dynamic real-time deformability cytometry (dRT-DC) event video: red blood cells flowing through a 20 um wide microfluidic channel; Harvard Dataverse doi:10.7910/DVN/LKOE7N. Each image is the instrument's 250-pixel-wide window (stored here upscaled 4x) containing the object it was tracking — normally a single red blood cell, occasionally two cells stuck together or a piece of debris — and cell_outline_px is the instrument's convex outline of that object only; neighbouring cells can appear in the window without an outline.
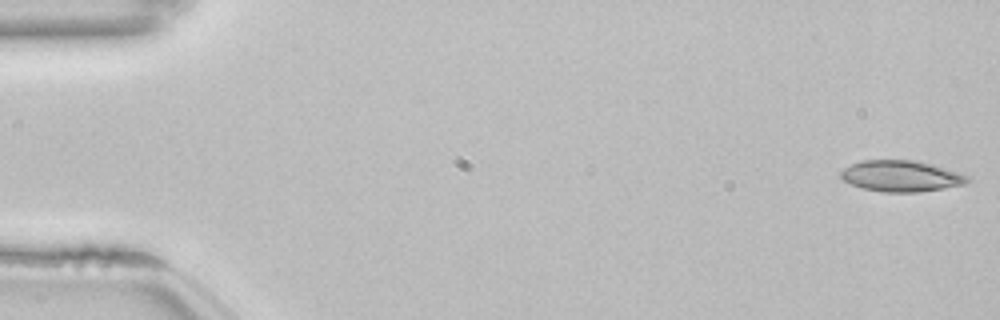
{"species": "common noctule bat (a hibernating species)", "species_latin": "Nyctalus noctula", "temperature_condition": "room temperature", "stored_images_in_passage": 53, "camera_frame_rate_fps": 3000, "um_per_image_px": 0.085, "animal": {"sex": "female", "body_mass_g": 22.7, "forearm_length_mm": 54.2}, "frame": {"image": 1, "passage_image": 1, "time_ms": 0.0, "image_size_px": [1000, 320], "cell_outline_px": [[972, 180], [964, 184], [944, 188], [920, 192], [884, 192], [860, 188], [844, 180], [840, 176], [840, 172], [844, 168], [860, 160], [912, 160], [932, 164], [960, 172], [972, 176]], "centroid_in_image_um": [76.64, 14.96], "position_along_channel_um": 8.4, "area_um2": 23.18}}
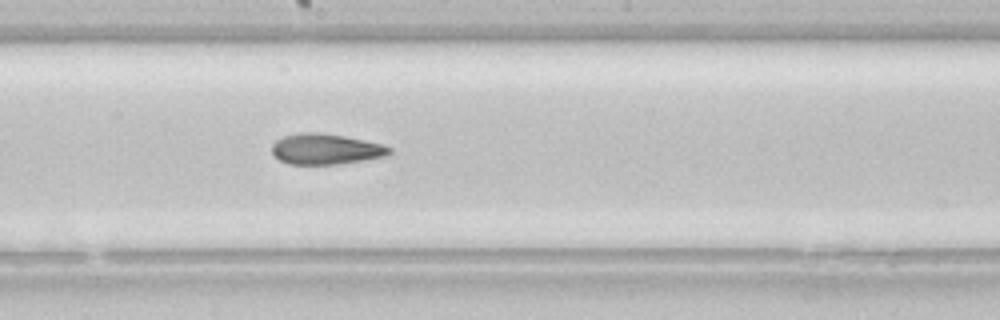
{"frame": {"image": 2, "passage_image": 29, "time_ms": 9.333, "image_size_px": [1000, 320], "cell_outline_px": [[392, 152], [388, 156], [336, 164], [288, 164], [280, 160], [272, 152], [272, 144], [276, 140], [284, 136], [300, 132], [320, 132], [344, 136], [384, 144], [392, 148]], "centroid_in_image_um": [27.71, 12.66], "position_along_channel_um": 220.5, "area_um2": 21.04}}
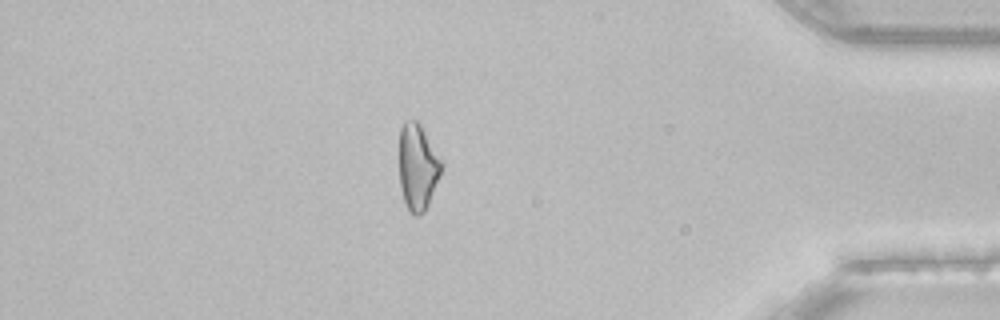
{"frame": {"image": 3, "passage_image": 46, "time_ms": 15.0, "image_size_px": [1000, 320], "cell_outline_px": [[444, 164], [440, 176], [428, 204], [424, 212], [416, 216], [408, 212], [404, 200], [400, 184], [400, 128], [404, 120], [416, 120], [420, 124], [444, 160]], "centroid_in_image_um": [35.53, 14.17], "position_along_channel_um": 399.7, "area_um2": 21.5}, "authors_computed_cell_mechanics": {"area_um2": 22.1952, "velocity_mm_per_s": 3.8579, "shape_relaxation_time_tau1_ms": null, "shape_relaxation_time_tau2_ms": 3.9762, "deformation_change_tau1": null, "deformation_change_tau2": 0.1198}}